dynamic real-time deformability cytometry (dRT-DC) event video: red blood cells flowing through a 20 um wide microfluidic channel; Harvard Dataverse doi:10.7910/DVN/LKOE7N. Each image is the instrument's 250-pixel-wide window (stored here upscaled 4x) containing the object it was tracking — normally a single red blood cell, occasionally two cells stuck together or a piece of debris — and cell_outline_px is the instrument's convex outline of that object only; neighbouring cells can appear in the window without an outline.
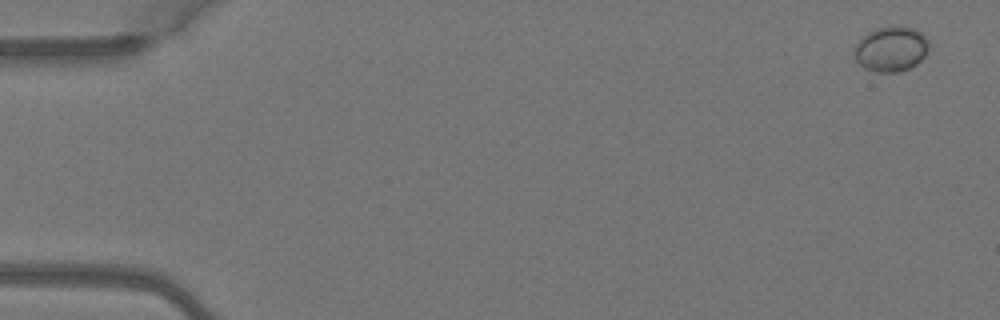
{"species": "Egyptian fruit bat (a non-hibernating species)", "species_latin": "Rousettus aegyptiacus", "temperature_condition": "warm", "stored_images_in_passage": 6, "camera_frame_rate_fps": 3000, "um_per_image_px": 0.085, "animal": {"sex": "female"}, "frame": {"image": 1, "passage_image": 1, "time_ms": 0.0, "image_size_px": [1000, 320], "cell_outline_px": [[928, 52], [916, 64], [900, 72], [876, 72], [864, 68], [856, 60], [856, 44], [868, 32], [876, 28], [896, 24], [900, 24], [916, 28], [928, 40]], "centroid_in_image_um": [75.77, 4.13], "position_along_channel_um": 9.2, "area_um2": 19.71}}
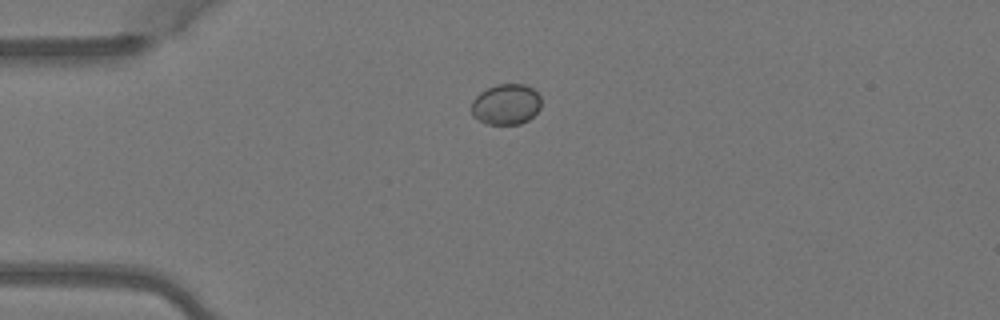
{"frame": {"image": 2, "passage_image": 4, "time_ms": 1.0, "image_size_px": [1000, 320], "cell_outline_px": [[540, 108], [528, 120], [520, 124], [484, 124], [472, 116], [472, 100], [480, 92], [496, 84], [524, 84], [532, 88], [540, 96]], "centroid_in_image_um": [42.99, 8.87], "position_along_channel_um": 42.0, "area_um2": 16.59}}
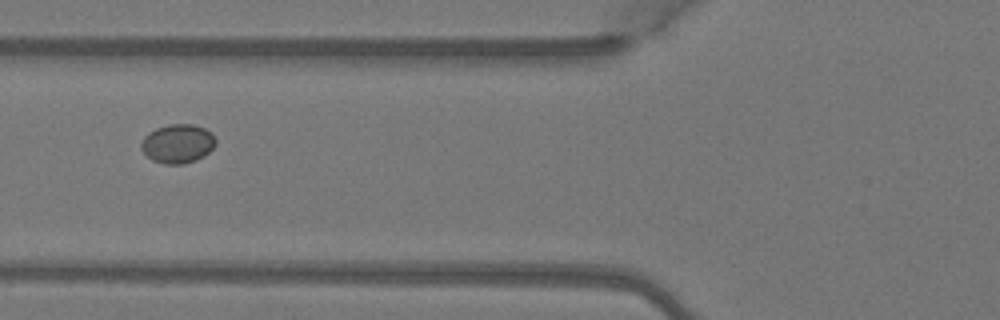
{"frame": {"image": 3, "passage_image": 6, "time_ms": 1.667, "image_size_px": [1000, 320], "cell_outline_px": [[216, 144], [204, 156], [196, 160], [184, 164], [164, 164], [152, 160], [140, 148], [140, 144], [144, 136], [148, 132], [156, 128], [168, 124], [192, 124], [204, 128], [212, 132], [216, 140]], "centroid_in_image_um": [15.1, 12.2], "position_along_channel_um": 110.7, "area_um2": 17.05}}